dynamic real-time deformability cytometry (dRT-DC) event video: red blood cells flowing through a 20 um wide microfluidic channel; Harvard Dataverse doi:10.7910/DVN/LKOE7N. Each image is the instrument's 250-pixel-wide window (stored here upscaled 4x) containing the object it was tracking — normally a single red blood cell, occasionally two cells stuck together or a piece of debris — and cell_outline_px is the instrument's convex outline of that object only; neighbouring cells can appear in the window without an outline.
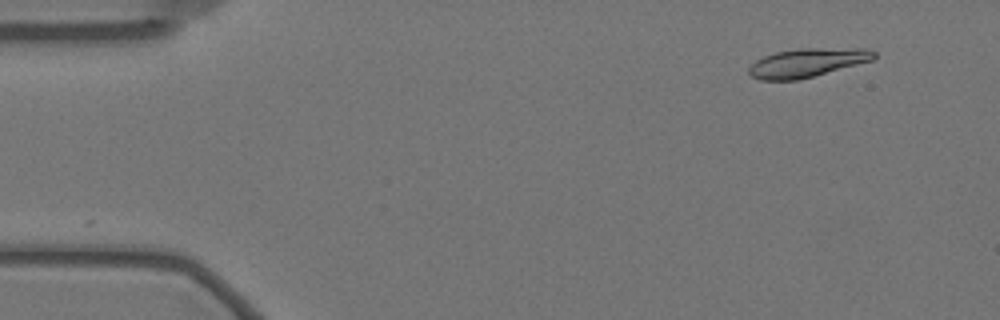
{"species": "Egyptian fruit bat (a non-hibernating species)", "species_latin": "Rousettus aegyptiacus", "temperature_condition": "warm", "stored_images_in_passage": 58, "camera_frame_rate_fps": 3000, "um_per_image_px": 0.085, "animal": {"sex": "female"}, "frame": {"image": 1, "passage_image": 4, "time_ms": 1.0, "image_size_px": [1000, 320], "cell_outline_px": [[876, 56], [872, 60], [812, 76], [796, 80], [760, 80], [752, 76], [748, 72], [748, 68], [756, 60], [764, 56], [776, 52], [800, 48], [864, 48], [876, 52]], "centroid_in_image_um": [68.59, 5.32], "position_along_channel_um": 16.4, "area_um2": 20.69}}
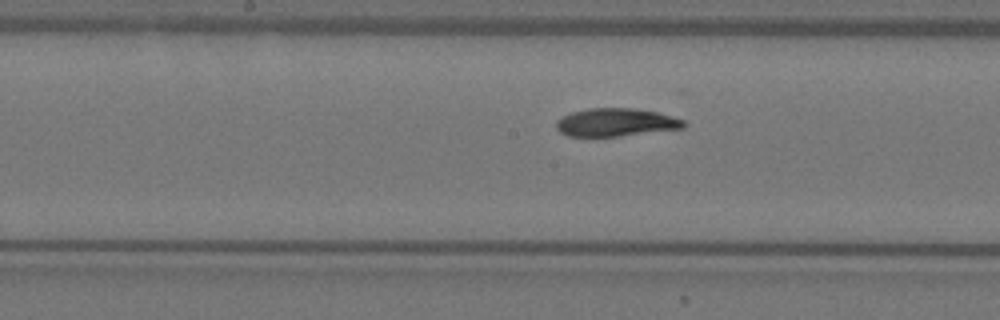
{"frame": {"image": 2, "passage_image": 28, "time_ms": 9.0, "image_size_px": [1000, 320], "cell_outline_px": [[688, 124], [684, 128], [620, 136], [568, 136], [560, 132], [556, 128], [556, 120], [572, 112], [588, 108], [632, 108], [656, 112], [672, 116], [684, 120]], "centroid_in_image_um": [52.36, 10.4], "position_along_channel_um": 195.8, "area_um2": 20.81}}
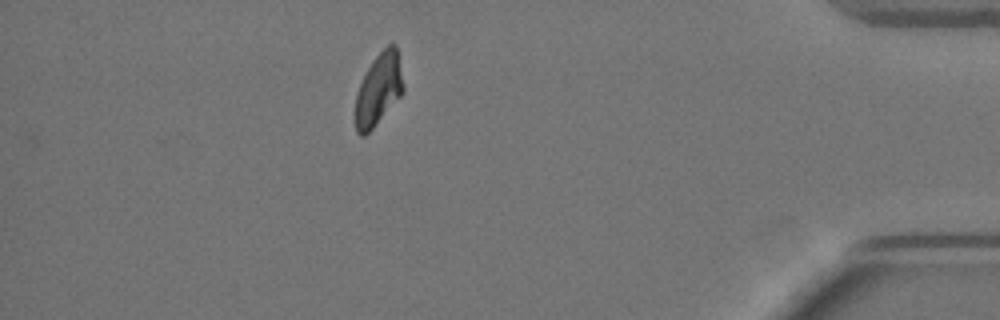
{"frame": {"image": 3, "passage_image": 50, "time_ms": 16.333, "image_size_px": [1000, 320], "cell_outline_px": [[404, 92], [372, 128], [364, 136], [360, 136], [356, 132], [356, 96], [360, 84], [372, 60], [388, 44], [396, 44], [404, 88]], "centroid_in_image_um": [32.19, 7.59], "position_along_channel_um": 403.0, "area_um2": 19.65}, "authors_computed_cell_mechanics": {"area_um2": 20.9814, "velocity_mm_per_s": 3.4619, "shape_relaxation_time_tau1_ms": 7.7281, "shape_relaxation_time_tau2_ms": 3.1259, "deformation_change_tau1": 0.2201, "deformation_change_tau2": 0.0575}}